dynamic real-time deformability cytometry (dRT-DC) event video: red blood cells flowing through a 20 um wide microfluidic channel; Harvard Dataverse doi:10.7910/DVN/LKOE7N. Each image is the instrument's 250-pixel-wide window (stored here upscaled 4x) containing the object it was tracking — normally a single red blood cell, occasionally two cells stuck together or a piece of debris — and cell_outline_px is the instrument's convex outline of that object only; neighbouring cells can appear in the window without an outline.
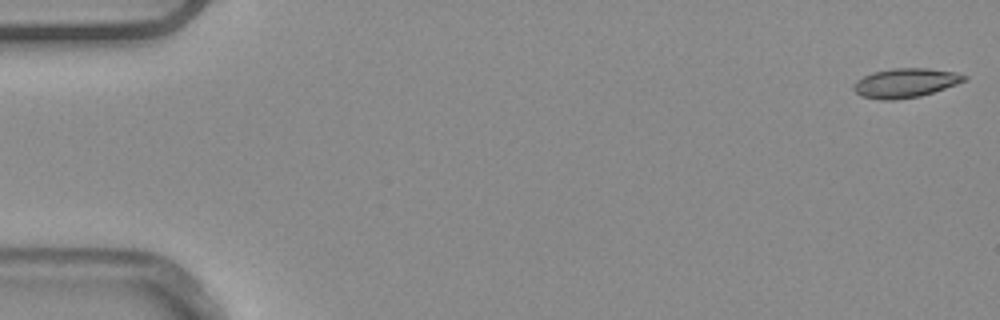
{"species": "common noctule bat (a hibernating species)", "species_latin": "Nyctalus noctula", "temperature_condition": "warm", "stored_images_in_passage": 49, "camera_frame_rate_fps": 3000, "um_per_image_px": 0.085, "animal": {"sex": "male", "body_mass_g": 20.4}, "frame": {"image": 1, "passage_image": 1, "time_ms": 0.0, "image_size_px": [1000, 320], "cell_outline_px": [[968, 80], [920, 96], [892, 100], [880, 100], [860, 96], [852, 88], [852, 84], [856, 80], [872, 72], [892, 68], [928, 68], [956, 72], [968, 76]], "centroid_in_image_um": [76.93, 7.04], "position_along_channel_um": 8.1, "area_um2": 18.96}}
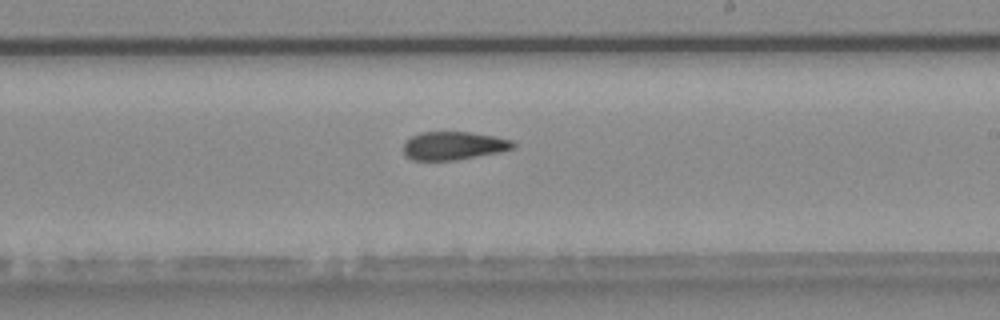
{"frame": {"image": 2, "passage_image": 31, "time_ms": 10.0, "image_size_px": [1000, 320], "cell_outline_px": [[516, 148], [500, 152], [456, 160], [412, 160], [404, 152], [404, 144], [412, 136], [420, 132], [468, 132], [496, 136], [512, 140], [516, 144]], "centroid_in_image_um": [38.61, 12.38], "position_along_channel_um": 250.4, "area_um2": 18.03}}
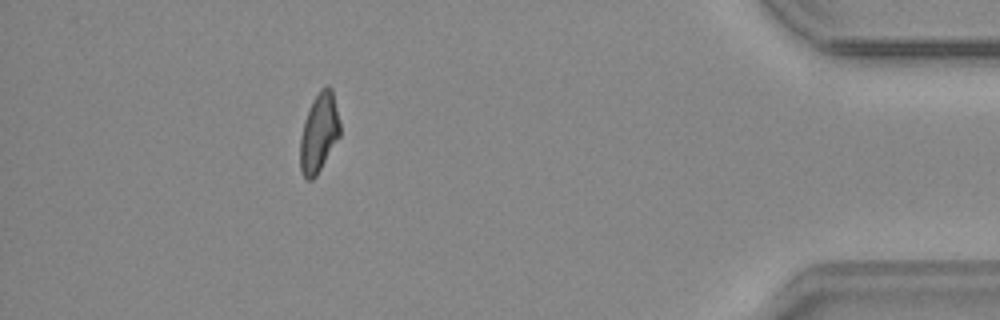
{"frame": {"image": 3, "passage_image": 47, "time_ms": 15.333, "image_size_px": [1000, 320], "cell_outline_px": [[340, 136], [316, 176], [312, 180], [308, 180], [300, 172], [300, 136], [304, 120], [320, 88], [328, 84], [332, 88], [340, 124]], "centroid_in_image_um": [27.11, 11.3], "position_along_channel_um": 408.1, "area_um2": 18.26}}